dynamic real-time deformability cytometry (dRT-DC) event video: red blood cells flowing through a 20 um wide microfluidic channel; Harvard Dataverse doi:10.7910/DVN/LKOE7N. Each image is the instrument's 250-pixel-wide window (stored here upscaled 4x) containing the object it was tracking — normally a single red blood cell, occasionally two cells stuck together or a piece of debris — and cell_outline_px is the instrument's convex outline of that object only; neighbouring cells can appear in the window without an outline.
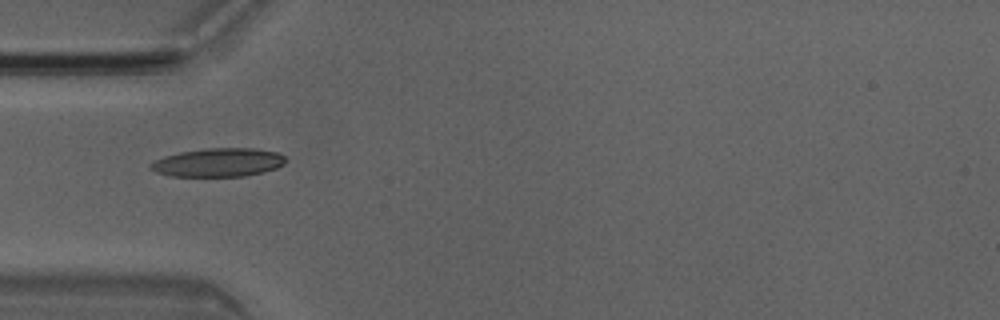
{"species": "Egyptian fruit bat (a non-hibernating species)", "species_latin": "Rousettus aegyptiacus", "temperature_condition": "room temperature", "stored_images_in_passage": 2, "camera_frame_rate_fps": 3000, "um_per_image_px": 0.085, "animal": {"sex": "male"}, "frame": {"image": 1, "passage_image": 2, "time_ms": 0.333, "image_size_px": [1000, 320], "cell_outline_px": [[288, 160], [284, 164], [276, 168], [264, 172], [244, 176], [172, 176], [156, 172], [148, 168], [148, 164], [164, 156], [180, 152], [208, 148], [256, 148], [280, 152]], "centroid_in_image_um": [18.59, 13.8], "position_along_channel_um": 66.4, "area_um2": 22.66}}